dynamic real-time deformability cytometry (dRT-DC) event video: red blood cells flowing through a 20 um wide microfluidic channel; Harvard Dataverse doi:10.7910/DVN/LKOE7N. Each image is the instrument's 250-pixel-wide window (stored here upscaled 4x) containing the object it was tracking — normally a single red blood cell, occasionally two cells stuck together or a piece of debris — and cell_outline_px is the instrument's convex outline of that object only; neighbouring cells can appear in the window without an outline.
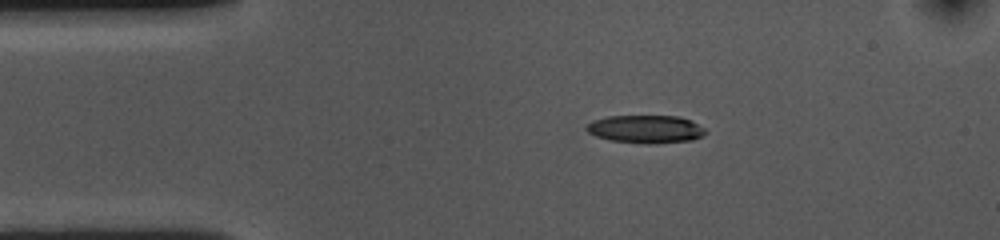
{"species": "common noctule bat (a hibernating species)", "species_latin": "Nyctalus noctula", "temperature_condition": "cold", "stored_images_in_passage": 46, "camera_frame_rate_fps": 3000, "um_per_image_px": 0.085, "animal": {"sex": "female", "body_mass_g": 10.0, "forearm_length_mm": 53.1}, "frame": {"image": 1, "passage_image": 1, "time_ms": 0.0, "image_size_px": [1000, 240], "cell_outline_px": [[708, 132], [704, 136], [692, 140], [652, 144], [648, 144], [612, 140], [596, 136], [588, 132], [584, 128], [592, 120], [608, 116], [676, 116], [692, 120], [704, 128]], "centroid_in_image_um": [54.91, 10.97], "position_along_channel_um": 30.1, "area_um2": 19.48}}
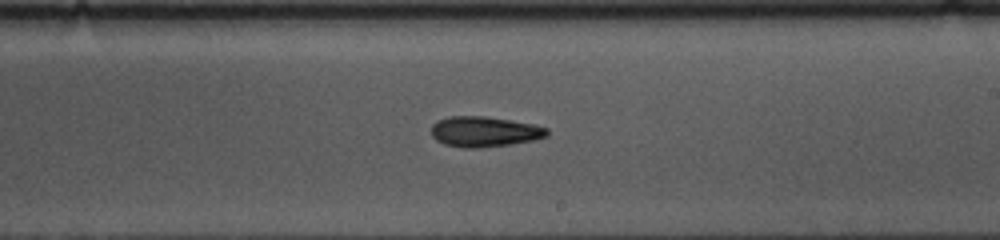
{"frame": {"image": 2, "passage_image": 22, "time_ms": 7.0, "image_size_px": [1000, 240], "cell_outline_px": [[548, 136], [532, 140], [512, 144], [480, 148], [468, 148], [444, 144], [436, 140], [432, 136], [432, 124], [436, 120], [448, 116], [484, 116], [512, 120], [532, 124], [548, 128]], "centroid_in_image_um": [41.16, 11.18], "position_along_channel_um": 247.8, "area_um2": 20.58}}
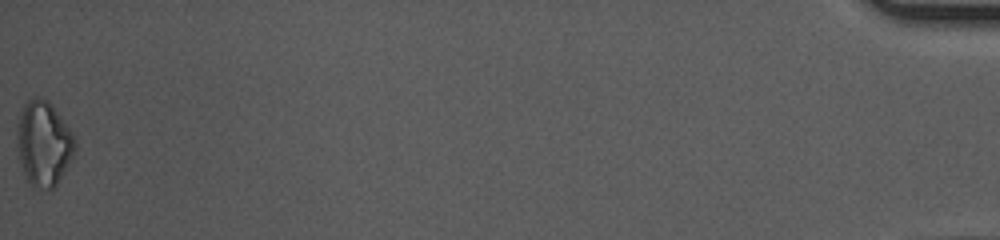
{"frame": {"image": 3, "passage_image": 46, "time_ms": 15.0, "image_size_px": [1000, 240], "cell_outline_px": [[76, 148], [68, 164], [56, 184], [52, 188], [32, 188], [24, 176], [20, 160], [16, 136], [16, 124], [24, 104], [28, 100], [36, 96], [40, 96], [48, 100], [52, 104], [72, 132], [76, 144]], "centroid_in_image_um": [3.68, 12.16], "position_along_channel_um": 431.5, "area_um2": 28.67}, "authors_computed_cell_mechanics": {"area_um2": 20.2589, "velocity_mm_per_s": 3.6199, "shape_relaxation_time_tau1_ms": 4.6927, "shape_relaxation_time_tau2_ms": null, "deformation_change_tau1": 0.1309, "deformation_change_tau2": null}}